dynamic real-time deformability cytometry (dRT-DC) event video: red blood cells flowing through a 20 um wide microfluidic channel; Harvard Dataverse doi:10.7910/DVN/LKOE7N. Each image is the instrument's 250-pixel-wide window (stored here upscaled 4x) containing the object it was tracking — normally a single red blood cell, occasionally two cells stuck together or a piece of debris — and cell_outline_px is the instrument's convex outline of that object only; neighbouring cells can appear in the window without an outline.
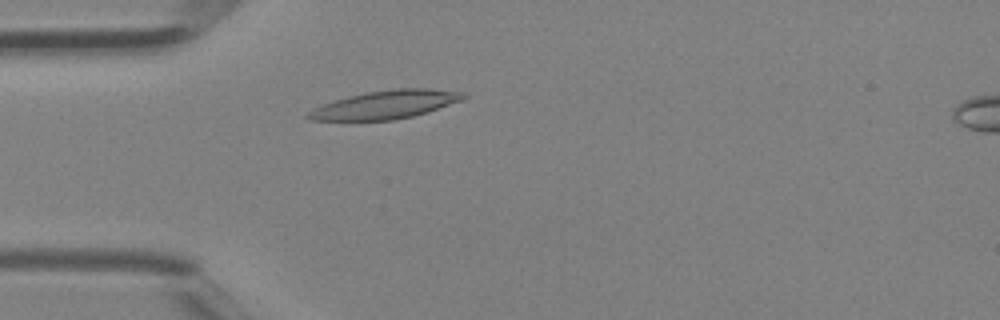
{"species": "Egyptian fruit bat (a non-hibernating species)", "species_latin": "Rousettus aegyptiacus", "temperature_condition": "room temperature", "stored_images_in_passage": 38, "camera_frame_rate_fps": 3000, "um_per_image_px": 0.085, "animal": {"sex": "female"}, "frame": {"image": 1, "passage_image": 8, "time_ms": 2.333, "image_size_px": [1000, 320], "cell_outline_px": [[468, 96], [464, 100], [428, 112], [412, 116], [392, 120], [308, 120], [304, 116], [308, 112], [324, 104], [348, 96], [368, 92], [396, 88], [428, 88], [464, 92]], "centroid_in_image_um": [32.83, 8.89], "position_along_channel_um": 52.2, "area_um2": 25.49}}
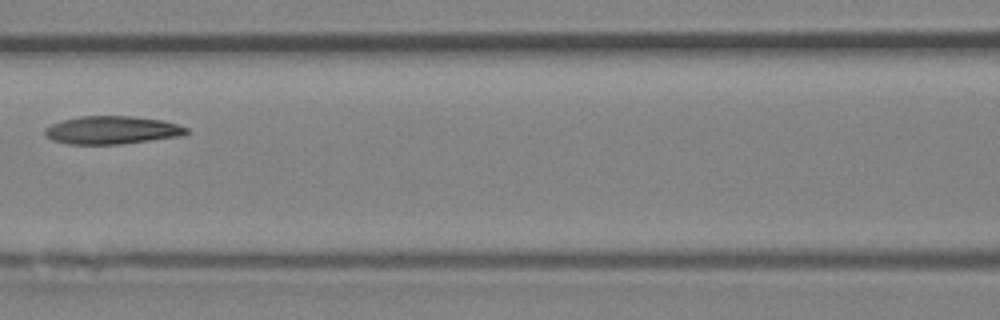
{"frame": {"image": 2, "passage_image": 15, "time_ms": 4.667, "image_size_px": [1000, 320], "cell_outline_px": [[188, 132], [180, 136], [120, 144], [68, 144], [52, 140], [44, 136], [44, 128], [52, 124], [64, 120], [80, 116], [132, 116], [160, 120], [176, 124], [188, 128]], "centroid_in_image_um": [9.47, 11.06], "position_along_channel_um": 157.1, "area_um2": 22.95}}
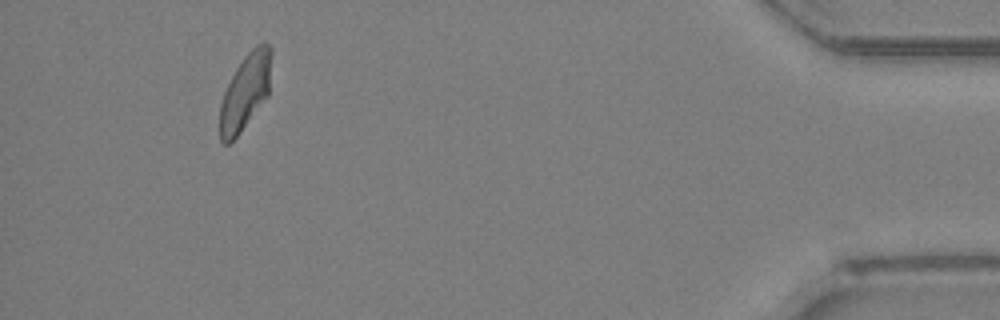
{"frame": {"image": 3, "passage_image": 35, "time_ms": 11.333, "image_size_px": [1000, 320], "cell_outline_px": [[272, 52], [268, 96], [236, 136], [228, 144], [224, 144], [220, 140], [220, 104], [224, 92], [236, 68], [244, 56], [256, 44], [264, 40], [272, 48]], "centroid_in_image_um": [20.87, 7.74], "position_along_channel_um": 414.3, "area_um2": 22.66}}